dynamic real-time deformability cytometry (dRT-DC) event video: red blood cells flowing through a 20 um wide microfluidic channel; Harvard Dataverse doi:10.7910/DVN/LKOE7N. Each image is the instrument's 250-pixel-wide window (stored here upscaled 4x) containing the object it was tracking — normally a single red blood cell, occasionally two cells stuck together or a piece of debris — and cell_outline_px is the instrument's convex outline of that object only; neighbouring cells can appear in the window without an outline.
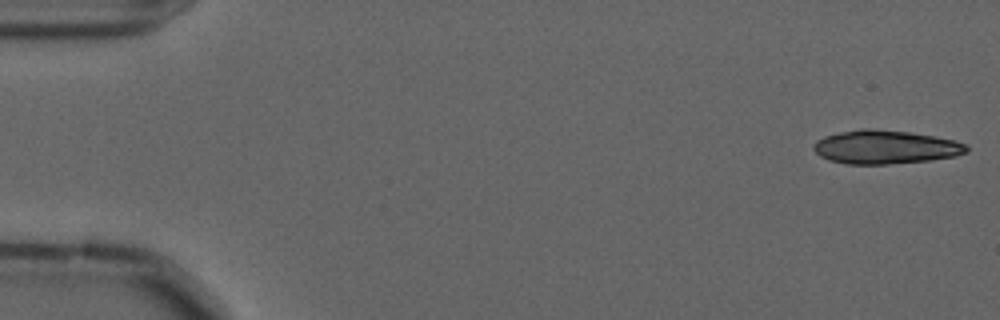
{"species": "common noctule bat (a hibernating species)", "species_latin": "Nyctalus noctula", "temperature_condition": "cold", "stored_images_in_passage": 17, "camera_frame_rate_fps": 3000, "um_per_image_px": 0.085, "animal": {"sex": "male", "forearm_length_mm": 52.5}, "frame": {"image": 1, "passage_image": 1, "time_ms": 0.0, "image_size_px": [1000, 320], "cell_outline_px": [[968, 152], [956, 156], [932, 160], [888, 164], [844, 164], [828, 160], [820, 156], [812, 148], [816, 140], [824, 136], [840, 132], [864, 128], [872, 128], [908, 132], [956, 140], [968, 144]], "centroid_in_image_um": [75.26, 12.5], "position_along_channel_um": 9.7, "area_um2": 30.17}}